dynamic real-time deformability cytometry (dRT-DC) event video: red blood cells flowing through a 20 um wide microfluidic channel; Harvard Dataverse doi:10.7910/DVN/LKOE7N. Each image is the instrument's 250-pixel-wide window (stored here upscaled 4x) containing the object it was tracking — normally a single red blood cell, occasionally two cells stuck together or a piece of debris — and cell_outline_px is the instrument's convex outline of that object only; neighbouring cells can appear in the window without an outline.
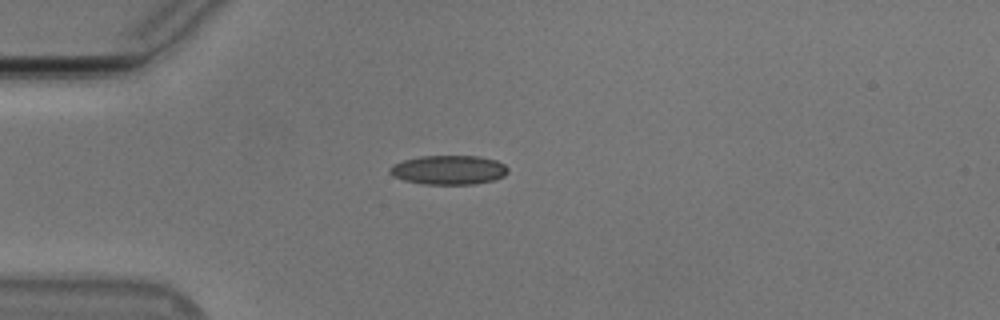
{"species": "Egyptian fruit bat (a non-hibernating species)", "species_latin": "Rousettus aegyptiacus", "temperature_condition": "cold", "stored_images_in_passage": 3, "camera_frame_rate_fps": 3000, "um_per_image_px": 0.085, "animal": {"sex": "male"}, "frame": {"image": 1, "passage_image": 1, "time_ms": 0.0, "image_size_px": [1000, 320], "cell_outline_px": [[508, 172], [504, 176], [492, 180], [476, 184], [424, 184], [404, 180], [392, 176], [388, 172], [388, 168], [392, 164], [404, 160], [420, 156], [480, 156], [496, 160], [504, 164], [508, 168]], "centroid_in_image_um": [38.12, 14.44], "position_along_channel_um": 46.9, "area_um2": 20.23}}